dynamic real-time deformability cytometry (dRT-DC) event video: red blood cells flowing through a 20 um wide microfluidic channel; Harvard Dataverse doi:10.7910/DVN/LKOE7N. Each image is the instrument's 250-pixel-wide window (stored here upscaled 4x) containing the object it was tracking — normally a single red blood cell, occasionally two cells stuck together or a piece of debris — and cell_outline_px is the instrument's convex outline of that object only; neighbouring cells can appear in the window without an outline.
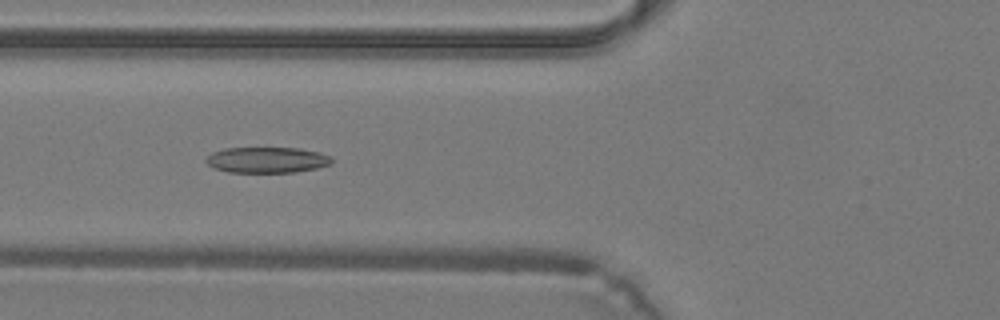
{"species": "common noctule bat (a hibernating species)", "species_latin": "Nyctalus noctula", "temperature_condition": "warm", "stored_images_in_passage": 40, "camera_frame_rate_fps": 3000, "um_per_image_px": 0.085, "animal": {"sex": "male", "body_mass_g": 19.2, "forearm_length_mm": 51.8}, "frame": {"image": 1, "passage_image": 16, "time_ms": 5.0, "image_size_px": [1000, 320], "cell_outline_px": [[332, 164], [316, 168], [296, 172], [228, 172], [212, 168], [204, 160], [212, 152], [224, 148], [300, 148], [320, 152], [332, 156]], "centroid_in_image_um": [22.7, 13.59], "position_along_channel_um": 103.1, "area_um2": 19.07}}
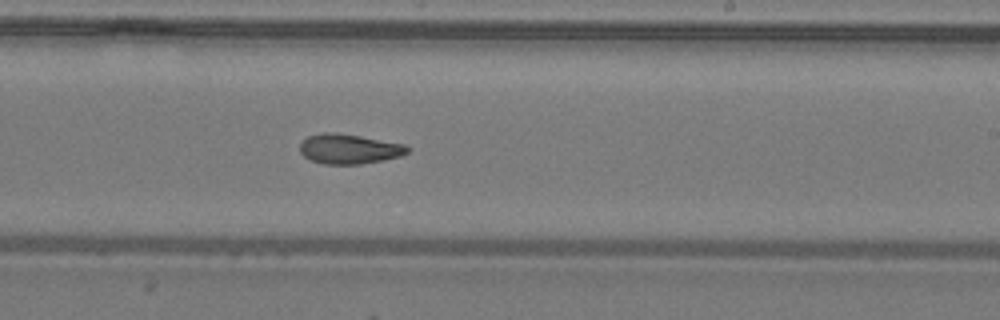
{"frame": {"image": 2, "passage_image": 25, "time_ms": 8.0, "image_size_px": [1000, 320], "cell_outline_px": [[412, 148], [408, 152], [400, 156], [384, 160], [360, 164], [324, 164], [308, 160], [300, 152], [300, 144], [308, 136], [324, 132], [332, 132], [360, 136], [404, 144]], "centroid_in_image_um": [29.67, 12.67], "position_along_channel_um": 259.3, "area_um2": 18.73}}
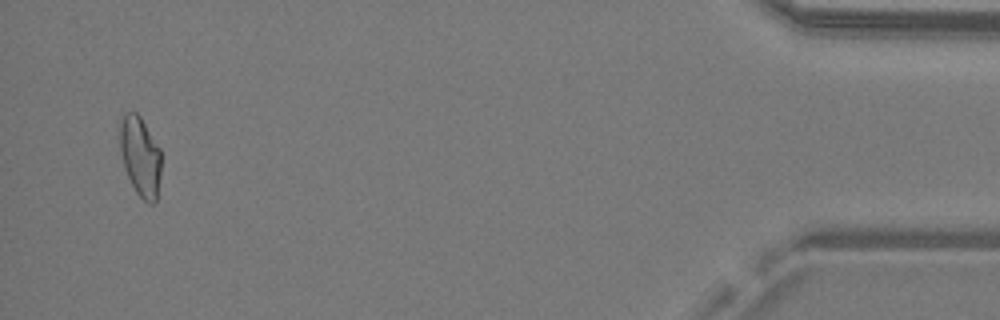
{"frame": {"image": 3, "passage_image": 39, "time_ms": 12.667, "image_size_px": [1000, 320], "cell_outline_px": [[160, 176], [156, 200], [152, 204], [148, 204], [136, 192], [124, 168], [120, 152], [120, 120], [124, 112], [136, 112], [140, 116], [160, 148]], "centroid_in_image_um": [11.91, 13.28], "position_along_channel_um": 423.3, "area_um2": 19.13}}